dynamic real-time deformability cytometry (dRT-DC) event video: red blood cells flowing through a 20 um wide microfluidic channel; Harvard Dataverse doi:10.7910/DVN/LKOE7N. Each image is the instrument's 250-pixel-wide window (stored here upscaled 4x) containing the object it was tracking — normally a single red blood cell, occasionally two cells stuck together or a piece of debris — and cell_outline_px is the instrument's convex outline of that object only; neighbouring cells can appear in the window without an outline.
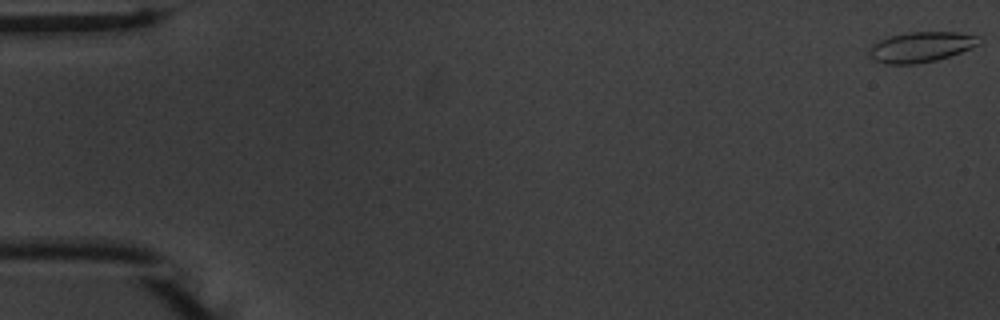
{"species": "common noctule bat (a hibernating species)", "species_latin": "Nyctalus noctula", "temperature_condition": "warm", "stored_images_in_passage": 55, "camera_frame_rate_fps": 3000, "um_per_image_px": 0.085, "animal": {"sex": "male", "body_mass_g": 20.1, "forearm_length_mm": 53.5}, "frame": {"image": 1, "passage_image": 1, "time_ms": 0.0, "image_size_px": [1000, 320], "cell_outline_px": [[980, 44], [960, 52], [936, 60], [916, 64], [884, 64], [872, 60], [868, 56], [868, 48], [872, 44], [888, 36], [908, 32], [956, 32], [980, 36]], "centroid_in_image_um": [78.23, 4.0], "position_along_channel_um": 6.8, "area_um2": 19.59}}
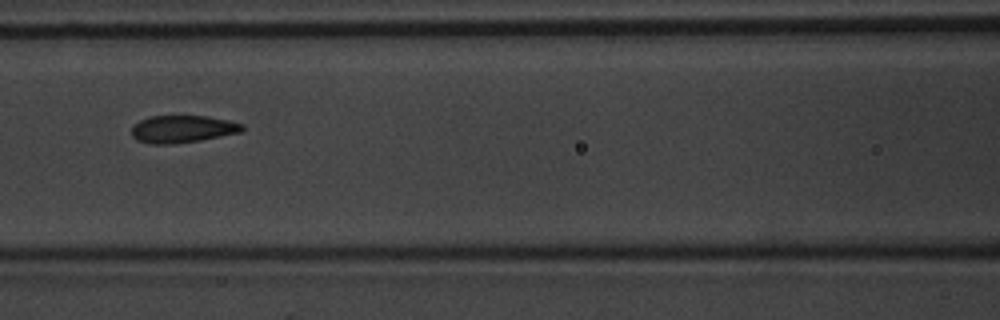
{"frame": {"image": 2, "passage_image": 25, "time_ms": 8.0, "image_size_px": [1000, 320], "cell_outline_px": [[244, 128], [240, 132], [200, 140], [172, 144], [148, 144], [136, 140], [132, 136], [132, 128], [140, 120], [148, 116], [208, 116], [228, 120], [244, 124]], "centroid_in_image_um": [15.49, 10.97], "position_along_channel_um": 151.1, "area_um2": 17.63}}
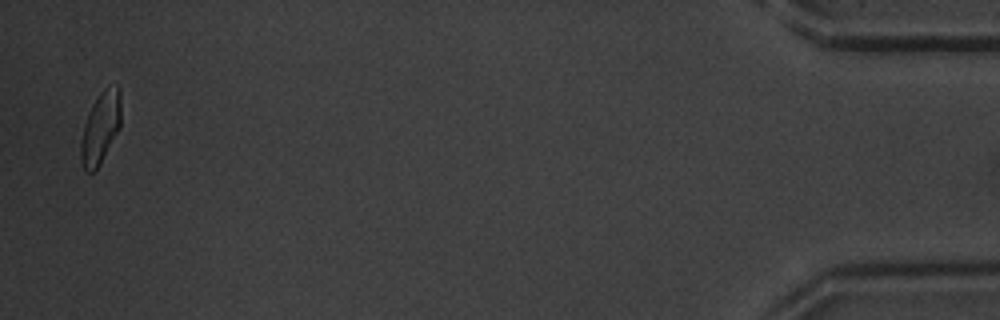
{"frame": {"image": 3, "passage_image": 54, "time_ms": 17.667, "image_size_px": [1000, 320], "cell_outline_px": [[120, 128], [100, 164], [92, 172], [84, 172], [80, 160], [80, 140], [84, 124], [92, 104], [100, 92], [108, 84], [116, 84], [120, 88]], "centroid_in_image_um": [8.53, 10.85], "position_along_channel_um": 426.7, "area_um2": 17.05}, "authors_computed_cell_mechanics": {"area_um2": 17.918, "velocity_mm_per_s": 3.74, "shape_relaxation_time_tau1_ms": 3.8039, "shape_relaxation_time_tau2_ms": 0.9735, "deformation_change_tau1": 0.1467, "deformation_change_tau2": 0.0615}}